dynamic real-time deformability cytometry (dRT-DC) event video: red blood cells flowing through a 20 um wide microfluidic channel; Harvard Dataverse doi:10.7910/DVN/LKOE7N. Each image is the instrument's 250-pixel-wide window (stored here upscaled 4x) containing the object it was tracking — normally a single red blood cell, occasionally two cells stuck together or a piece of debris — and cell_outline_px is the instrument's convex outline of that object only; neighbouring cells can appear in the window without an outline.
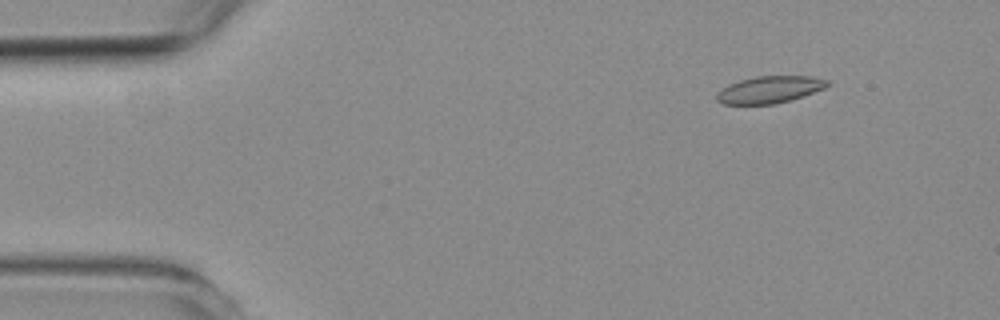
{"species": "common noctule bat (a hibernating species)", "species_latin": "Nyctalus noctula", "temperature_condition": "room temperature", "stored_images_in_passage": 54, "camera_frame_rate_fps": 3000, "um_per_image_px": 0.085, "animal": {"sex": "female", "body_mass_g": 19.3, "forearm_length_mm": 54.1}, "frame": {"image": 1, "passage_image": 6, "time_ms": 1.667, "image_size_px": [1000, 320], "cell_outline_px": [[832, 84], [824, 88], [776, 104], [724, 104], [716, 100], [716, 92], [728, 84], [740, 80], [756, 76], [812, 76], [828, 80]], "centroid_in_image_um": [65.38, 7.61], "position_along_channel_um": 19.6, "area_um2": 17.34}}
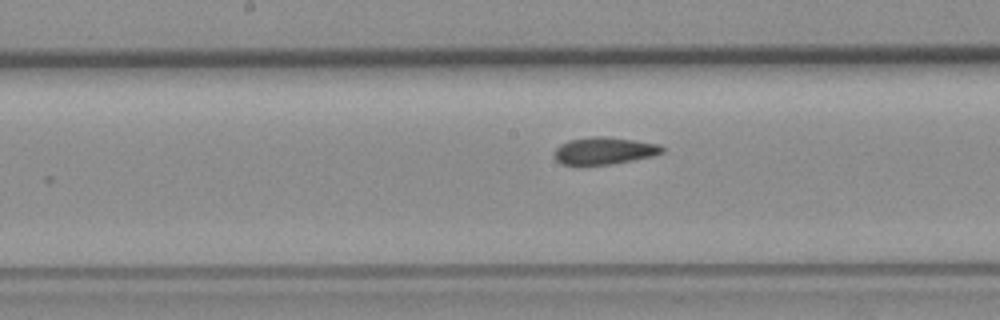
{"frame": {"image": 2, "passage_image": 27, "time_ms": 8.667, "image_size_px": [1000, 320], "cell_outline_px": [[664, 152], [652, 156], [632, 160], [608, 164], [560, 164], [556, 160], [552, 152], [560, 144], [568, 140], [592, 136], [604, 136], [660, 144], [664, 148]], "centroid_in_image_um": [51.33, 12.8], "position_along_channel_um": 196.9, "area_um2": 16.99}}
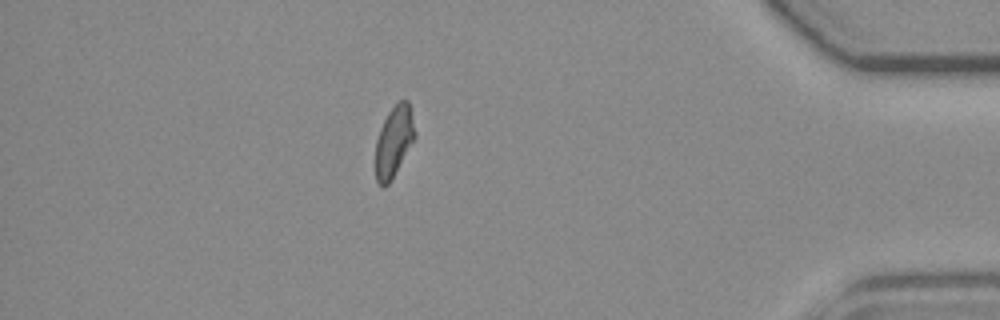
{"frame": {"image": 3, "passage_image": 47, "time_ms": 15.333, "image_size_px": [1000, 320], "cell_outline_px": [[416, 136], [388, 184], [380, 184], [376, 180], [376, 140], [380, 128], [388, 112], [400, 100], [408, 100], [416, 132]], "centroid_in_image_um": [33.49, 11.97], "position_along_channel_um": 401.7, "area_um2": 15.78}, "authors_computed_cell_mechanics": {"area_um2": 17.2533, "velocity_mm_per_s": 3.771, "shape_relaxation_time_tau1_ms": null, "shape_relaxation_time_tau2_ms": 2.0768, "deformation_change_tau1": null, "deformation_change_tau2": 0.0689}}